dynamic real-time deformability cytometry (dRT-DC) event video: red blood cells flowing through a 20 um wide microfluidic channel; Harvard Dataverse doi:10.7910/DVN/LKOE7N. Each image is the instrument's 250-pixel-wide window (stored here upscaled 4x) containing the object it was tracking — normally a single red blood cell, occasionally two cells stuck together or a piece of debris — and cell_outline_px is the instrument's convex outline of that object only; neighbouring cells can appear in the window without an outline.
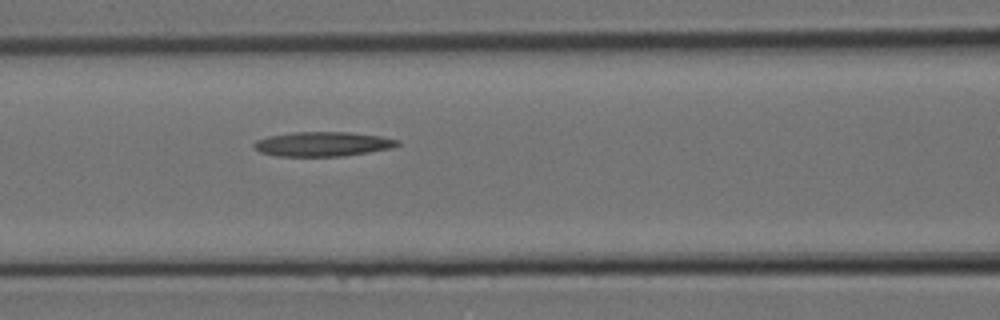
{"species": "Egyptian fruit bat (a non-hibernating species)", "species_latin": "Rousettus aegyptiacus", "temperature_condition": "room temperature", "stored_images_in_passage": 4, "camera_frame_rate_fps": 3000, "um_per_image_px": 0.085, "animal": {"sex": "female"}, "frame": {"image": 1, "passage_image": 4, "time_ms": 1.0, "image_size_px": [1000, 320], "cell_outline_px": [[400, 144], [392, 148], [344, 156], [276, 156], [260, 152], [252, 148], [252, 144], [256, 140], [268, 136], [292, 132], [348, 132], [380, 136], [400, 140]], "centroid_in_image_um": [27.4, 12.24], "position_along_channel_um": 139.2, "area_um2": 20.63}}